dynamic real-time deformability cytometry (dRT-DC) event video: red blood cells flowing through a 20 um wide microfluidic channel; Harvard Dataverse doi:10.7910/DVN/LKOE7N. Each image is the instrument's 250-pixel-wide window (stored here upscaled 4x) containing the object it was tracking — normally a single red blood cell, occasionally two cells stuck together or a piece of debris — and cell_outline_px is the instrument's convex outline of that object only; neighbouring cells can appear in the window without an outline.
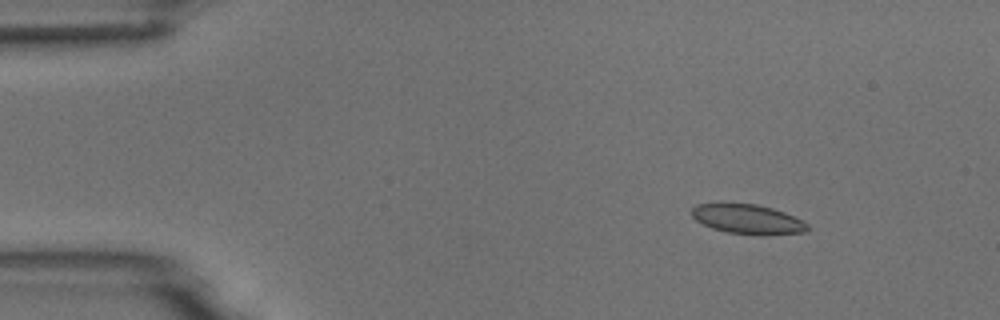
{"species": "common noctule bat (a hibernating species)", "species_latin": "Nyctalus noctula", "temperature_condition": "room temperature", "stored_images_in_passage": 6, "camera_frame_rate_fps": 3000, "um_per_image_px": 0.085, "animal": {"sex": "male", "body_mass_g": 18.8}, "frame": {"image": 1, "passage_image": 1, "time_ms": 0.0, "image_size_px": [1000, 320], "cell_outline_px": [[812, 228], [808, 232], [764, 236], [728, 232], [712, 228], [696, 220], [692, 216], [692, 208], [696, 204], [756, 204], [772, 208], [784, 212], [804, 220]], "centroid_in_image_um": [63.65, 18.66], "position_along_channel_um": 21.3, "area_um2": 20.11}}
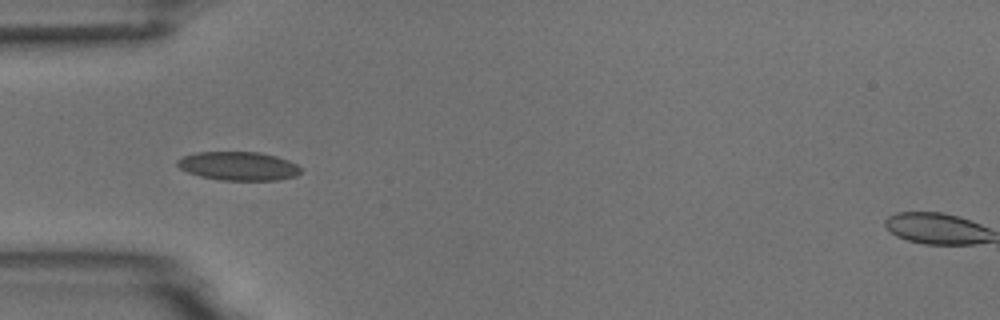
{"frame": {"image": 2, "passage_image": 4, "time_ms": 3.333, "image_size_px": [1000, 320], "cell_outline_px": [[304, 168], [296, 176], [280, 180], [220, 180], [200, 176], [188, 172], [180, 168], [176, 164], [176, 160], [184, 156], [196, 152], [260, 152], [276, 156], [288, 160]], "centroid_in_image_um": [20.29, 14.11], "position_along_channel_um": 64.7, "area_um2": 20.75}}